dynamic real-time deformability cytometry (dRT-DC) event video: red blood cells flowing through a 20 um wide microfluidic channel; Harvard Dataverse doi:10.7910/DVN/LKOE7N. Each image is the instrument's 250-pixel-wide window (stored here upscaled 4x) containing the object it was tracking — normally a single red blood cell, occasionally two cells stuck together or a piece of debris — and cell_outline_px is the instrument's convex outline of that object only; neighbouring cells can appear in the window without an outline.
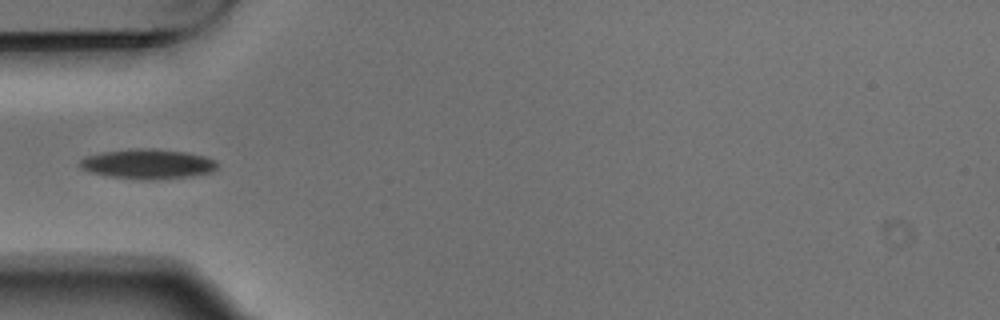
{"species": "Egyptian fruit bat (a non-hibernating species)", "species_latin": "Rousettus aegyptiacus", "temperature_condition": "warm", "stored_images_in_passage": 5, "camera_frame_rate_fps": 3000, "um_per_image_px": 0.085, "animal": {"sex": "male"}, "frame": {"image": 1, "passage_image": 5, "time_ms": 1.333, "image_size_px": [1000, 320], "cell_outline_px": [[220, 164], [212, 172], [192, 176], [152, 180], [140, 180], [108, 176], [88, 172], [80, 168], [76, 164], [80, 160], [88, 156], [104, 152], [132, 148], [152, 148], [184, 152], [204, 156], [216, 160]], "centroid_in_image_um": [12.55, 13.95], "position_along_channel_um": 72.4, "area_um2": 24.16}}